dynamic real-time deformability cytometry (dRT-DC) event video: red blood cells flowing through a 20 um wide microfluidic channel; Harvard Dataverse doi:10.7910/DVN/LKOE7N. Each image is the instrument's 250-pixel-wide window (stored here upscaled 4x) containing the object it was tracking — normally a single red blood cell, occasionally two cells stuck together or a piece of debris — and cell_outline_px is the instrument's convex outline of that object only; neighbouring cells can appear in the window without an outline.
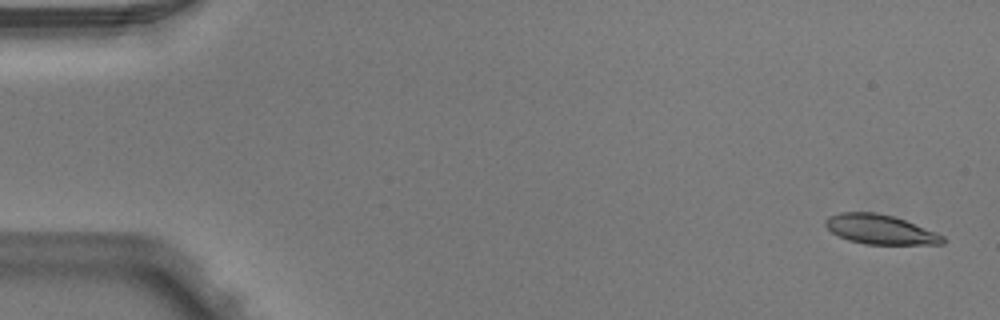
{"species": "Egyptian fruit bat (a non-hibernating species)", "species_latin": "Rousettus aegyptiacus", "temperature_condition": "warm", "stored_images_in_passage": 6, "camera_frame_rate_fps": 3000, "um_per_image_px": 0.085, "animal": {"sex": "male"}, "frame": {"image": 1, "passage_image": 1, "time_ms": 0.0, "image_size_px": [1000, 320], "cell_outline_px": [[944, 244], [864, 244], [848, 240], [832, 232], [824, 224], [824, 220], [828, 216], [840, 212], [876, 212], [892, 216], [904, 220], [936, 232], [944, 236]], "centroid_in_image_um": [74.79, 19.5], "position_along_channel_um": 10.2, "area_um2": 20.06}}